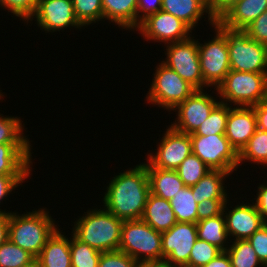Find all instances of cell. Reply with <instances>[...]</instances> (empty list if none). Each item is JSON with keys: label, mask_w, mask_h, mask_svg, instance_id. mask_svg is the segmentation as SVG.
Instances as JSON below:
<instances>
[{"label": "cell", "mask_w": 267, "mask_h": 267, "mask_svg": "<svg viewBox=\"0 0 267 267\" xmlns=\"http://www.w3.org/2000/svg\"><path fill=\"white\" fill-rule=\"evenodd\" d=\"M163 135L156 145V152L147 153L145 160L154 168L176 170L192 153L190 134L177 131L169 125Z\"/></svg>", "instance_id": "8fae6325"}, {"label": "cell", "mask_w": 267, "mask_h": 267, "mask_svg": "<svg viewBox=\"0 0 267 267\" xmlns=\"http://www.w3.org/2000/svg\"><path fill=\"white\" fill-rule=\"evenodd\" d=\"M255 207L261 214L264 223H267V181L266 184L262 183L258 186V191L256 193Z\"/></svg>", "instance_id": "ee69618b"}, {"label": "cell", "mask_w": 267, "mask_h": 267, "mask_svg": "<svg viewBox=\"0 0 267 267\" xmlns=\"http://www.w3.org/2000/svg\"><path fill=\"white\" fill-rule=\"evenodd\" d=\"M239 0H206L211 16L217 20L228 8Z\"/></svg>", "instance_id": "f6af8a7d"}, {"label": "cell", "mask_w": 267, "mask_h": 267, "mask_svg": "<svg viewBox=\"0 0 267 267\" xmlns=\"http://www.w3.org/2000/svg\"><path fill=\"white\" fill-rule=\"evenodd\" d=\"M140 267H178L167 263L166 261H158V262H148L140 265Z\"/></svg>", "instance_id": "681fc988"}, {"label": "cell", "mask_w": 267, "mask_h": 267, "mask_svg": "<svg viewBox=\"0 0 267 267\" xmlns=\"http://www.w3.org/2000/svg\"><path fill=\"white\" fill-rule=\"evenodd\" d=\"M150 193L170 201L185 185L176 170L160 169L145 163Z\"/></svg>", "instance_id": "603a6c76"}, {"label": "cell", "mask_w": 267, "mask_h": 267, "mask_svg": "<svg viewBox=\"0 0 267 267\" xmlns=\"http://www.w3.org/2000/svg\"><path fill=\"white\" fill-rule=\"evenodd\" d=\"M226 201L223 207V214L226 221V230L230 241L245 240L252 236L263 224L261 214L256 209L254 202L250 204L242 201L234 208L228 209ZM231 236V237H230Z\"/></svg>", "instance_id": "2e32d148"}, {"label": "cell", "mask_w": 267, "mask_h": 267, "mask_svg": "<svg viewBox=\"0 0 267 267\" xmlns=\"http://www.w3.org/2000/svg\"><path fill=\"white\" fill-rule=\"evenodd\" d=\"M46 208L24 214L9 213L8 239L37 258L47 240L58 229Z\"/></svg>", "instance_id": "7a4b0ae2"}, {"label": "cell", "mask_w": 267, "mask_h": 267, "mask_svg": "<svg viewBox=\"0 0 267 267\" xmlns=\"http://www.w3.org/2000/svg\"><path fill=\"white\" fill-rule=\"evenodd\" d=\"M192 153L197 155L210 170L228 173L239 168V154L225 135L190 136Z\"/></svg>", "instance_id": "9c48e42d"}, {"label": "cell", "mask_w": 267, "mask_h": 267, "mask_svg": "<svg viewBox=\"0 0 267 267\" xmlns=\"http://www.w3.org/2000/svg\"><path fill=\"white\" fill-rule=\"evenodd\" d=\"M203 267H232V264L229 255L224 251Z\"/></svg>", "instance_id": "7dc6e473"}, {"label": "cell", "mask_w": 267, "mask_h": 267, "mask_svg": "<svg viewBox=\"0 0 267 267\" xmlns=\"http://www.w3.org/2000/svg\"><path fill=\"white\" fill-rule=\"evenodd\" d=\"M227 38L230 69L267 73V46L248 36L242 29H231L215 20L214 24Z\"/></svg>", "instance_id": "5b68a950"}, {"label": "cell", "mask_w": 267, "mask_h": 267, "mask_svg": "<svg viewBox=\"0 0 267 267\" xmlns=\"http://www.w3.org/2000/svg\"><path fill=\"white\" fill-rule=\"evenodd\" d=\"M103 196V208L122 221L140 220L150 194L145 162L115 175Z\"/></svg>", "instance_id": "6da1fadb"}, {"label": "cell", "mask_w": 267, "mask_h": 267, "mask_svg": "<svg viewBox=\"0 0 267 267\" xmlns=\"http://www.w3.org/2000/svg\"><path fill=\"white\" fill-rule=\"evenodd\" d=\"M162 261L178 267H188L190 252L198 239L196 223L177 222L161 233Z\"/></svg>", "instance_id": "7c38bea8"}, {"label": "cell", "mask_w": 267, "mask_h": 267, "mask_svg": "<svg viewBox=\"0 0 267 267\" xmlns=\"http://www.w3.org/2000/svg\"><path fill=\"white\" fill-rule=\"evenodd\" d=\"M31 144H0V175H31Z\"/></svg>", "instance_id": "ac0fdd59"}, {"label": "cell", "mask_w": 267, "mask_h": 267, "mask_svg": "<svg viewBox=\"0 0 267 267\" xmlns=\"http://www.w3.org/2000/svg\"><path fill=\"white\" fill-rule=\"evenodd\" d=\"M162 0H138L136 14V29L150 15L161 11Z\"/></svg>", "instance_id": "7bdbcfd3"}, {"label": "cell", "mask_w": 267, "mask_h": 267, "mask_svg": "<svg viewBox=\"0 0 267 267\" xmlns=\"http://www.w3.org/2000/svg\"><path fill=\"white\" fill-rule=\"evenodd\" d=\"M9 213L0 214V246L8 240Z\"/></svg>", "instance_id": "c3c4849f"}, {"label": "cell", "mask_w": 267, "mask_h": 267, "mask_svg": "<svg viewBox=\"0 0 267 267\" xmlns=\"http://www.w3.org/2000/svg\"><path fill=\"white\" fill-rule=\"evenodd\" d=\"M196 225L198 239L218 247L222 252L228 249L230 238L226 230L223 212L215 217L197 221Z\"/></svg>", "instance_id": "484cf974"}, {"label": "cell", "mask_w": 267, "mask_h": 267, "mask_svg": "<svg viewBox=\"0 0 267 267\" xmlns=\"http://www.w3.org/2000/svg\"><path fill=\"white\" fill-rule=\"evenodd\" d=\"M103 19L113 22L119 28L136 30L138 0H101Z\"/></svg>", "instance_id": "cb8c5ba5"}, {"label": "cell", "mask_w": 267, "mask_h": 267, "mask_svg": "<svg viewBox=\"0 0 267 267\" xmlns=\"http://www.w3.org/2000/svg\"><path fill=\"white\" fill-rule=\"evenodd\" d=\"M213 28L212 40L204 44L198 41V52L203 81L216 89L231 69L227 38L215 25Z\"/></svg>", "instance_id": "30bf717a"}, {"label": "cell", "mask_w": 267, "mask_h": 267, "mask_svg": "<svg viewBox=\"0 0 267 267\" xmlns=\"http://www.w3.org/2000/svg\"><path fill=\"white\" fill-rule=\"evenodd\" d=\"M231 173L222 170H210L201 180L191 187L196 203H201L209 199H228L226 177Z\"/></svg>", "instance_id": "d4e9b609"}, {"label": "cell", "mask_w": 267, "mask_h": 267, "mask_svg": "<svg viewBox=\"0 0 267 267\" xmlns=\"http://www.w3.org/2000/svg\"><path fill=\"white\" fill-rule=\"evenodd\" d=\"M98 267H140V264L123 251L102 252Z\"/></svg>", "instance_id": "74e56055"}, {"label": "cell", "mask_w": 267, "mask_h": 267, "mask_svg": "<svg viewBox=\"0 0 267 267\" xmlns=\"http://www.w3.org/2000/svg\"><path fill=\"white\" fill-rule=\"evenodd\" d=\"M161 10L166 11L184 23L192 30L198 26L203 15L208 14V22L214 27L215 19L211 16L206 0H162Z\"/></svg>", "instance_id": "ffe728a7"}, {"label": "cell", "mask_w": 267, "mask_h": 267, "mask_svg": "<svg viewBox=\"0 0 267 267\" xmlns=\"http://www.w3.org/2000/svg\"><path fill=\"white\" fill-rule=\"evenodd\" d=\"M210 169L195 154L191 153L176 169L185 186L192 187L203 178Z\"/></svg>", "instance_id": "d6a6232c"}, {"label": "cell", "mask_w": 267, "mask_h": 267, "mask_svg": "<svg viewBox=\"0 0 267 267\" xmlns=\"http://www.w3.org/2000/svg\"><path fill=\"white\" fill-rule=\"evenodd\" d=\"M226 250L230 257L232 267H265L258 259L255 250L248 239L230 241Z\"/></svg>", "instance_id": "f1b7e54d"}, {"label": "cell", "mask_w": 267, "mask_h": 267, "mask_svg": "<svg viewBox=\"0 0 267 267\" xmlns=\"http://www.w3.org/2000/svg\"><path fill=\"white\" fill-rule=\"evenodd\" d=\"M119 250L140 265L162 261L161 232L140 220L123 221Z\"/></svg>", "instance_id": "8992f818"}, {"label": "cell", "mask_w": 267, "mask_h": 267, "mask_svg": "<svg viewBox=\"0 0 267 267\" xmlns=\"http://www.w3.org/2000/svg\"><path fill=\"white\" fill-rule=\"evenodd\" d=\"M21 267H39L37 258H35L31 263L21 266Z\"/></svg>", "instance_id": "f907efd6"}, {"label": "cell", "mask_w": 267, "mask_h": 267, "mask_svg": "<svg viewBox=\"0 0 267 267\" xmlns=\"http://www.w3.org/2000/svg\"><path fill=\"white\" fill-rule=\"evenodd\" d=\"M244 30L251 39L267 46V11L259 15Z\"/></svg>", "instance_id": "ab89813d"}, {"label": "cell", "mask_w": 267, "mask_h": 267, "mask_svg": "<svg viewBox=\"0 0 267 267\" xmlns=\"http://www.w3.org/2000/svg\"><path fill=\"white\" fill-rule=\"evenodd\" d=\"M35 257L9 239L0 246V267H21L31 263Z\"/></svg>", "instance_id": "836d02e7"}, {"label": "cell", "mask_w": 267, "mask_h": 267, "mask_svg": "<svg viewBox=\"0 0 267 267\" xmlns=\"http://www.w3.org/2000/svg\"><path fill=\"white\" fill-rule=\"evenodd\" d=\"M84 213L73 222L72 234L100 252L119 250L123 221L103 207Z\"/></svg>", "instance_id": "3957f363"}, {"label": "cell", "mask_w": 267, "mask_h": 267, "mask_svg": "<svg viewBox=\"0 0 267 267\" xmlns=\"http://www.w3.org/2000/svg\"><path fill=\"white\" fill-rule=\"evenodd\" d=\"M27 177L29 178V175H0V204L15 188L22 185L28 179ZM1 213H10V211L0 209Z\"/></svg>", "instance_id": "b9f144b4"}, {"label": "cell", "mask_w": 267, "mask_h": 267, "mask_svg": "<svg viewBox=\"0 0 267 267\" xmlns=\"http://www.w3.org/2000/svg\"><path fill=\"white\" fill-rule=\"evenodd\" d=\"M33 20L45 33L60 32L67 27H84L75 16L72 0H38L36 10L29 21Z\"/></svg>", "instance_id": "9a60e30c"}, {"label": "cell", "mask_w": 267, "mask_h": 267, "mask_svg": "<svg viewBox=\"0 0 267 267\" xmlns=\"http://www.w3.org/2000/svg\"><path fill=\"white\" fill-rule=\"evenodd\" d=\"M226 201H229V199H209L199 203L197 221L220 215Z\"/></svg>", "instance_id": "60d3db41"}, {"label": "cell", "mask_w": 267, "mask_h": 267, "mask_svg": "<svg viewBox=\"0 0 267 267\" xmlns=\"http://www.w3.org/2000/svg\"><path fill=\"white\" fill-rule=\"evenodd\" d=\"M258 259L267 267V223H264L252 236L248 238Z\"/></svg>", "instance_id": "f35d334b"}, {"label": "cell", "mask_w": 267, "mask_h": 267, "mask_svg": "<svg viewBox=\"0 0 267 267\" xmlns=\"http://www.w3.org/2000/svg\"><path fill=\"white\" fill-rule=\"evenodd\" d=\"M37 3L38 0H0L1 9H7L27 24L36 10Z\"/></svg>", "instance_id": "8d00e7d4"}, {"label": "cell", "mask_w": 267, "mask_h": 267, "mask_svg": "<svg viewBox=\"0 0 267 267\" xmlns=\"http://www.w3.org/2000/svg\"><path fill=\"white\" fill-rule=\"evenodd\" d=\"M190 38L172 42L166 45L167 56L162 62L169 68L173 69L181 78L191 84L196 90H206L208 86L203 81L201 72L198 40Z\"/></svg>", "instance_id": "ba28073f"}, {"label": "cell", "mask_w": 267, "mask_h": 267, "mask_svg": "<svg viewBox=\"0 0 267 267\" xmlns=\"http://www.w3.org/2000/svg\"><path fill=\"white\" fill-rule=\"evenodd\" d=\"M229 105L219 102L209 114V117L190 136L224 135L226 130Z\"/></svg>", "instance_id": "f546056e"}, {"label": "cell", "mask_w": 267, "mask_h": 267, "mask_svg": "<svg viewBox=\"0 0 267 267\" xmlns=\"http://www.w3.org/2000/svg\"><path fill=\"white\" fill-rule=\"evenodd\" d=\"M143 38L166 44L184 41L192 36V29L166 11H158L145 19L136 29Z\"/></svg>", "instance_id": "5bb4252c"}, {"label": "cell", "mask_w": 267, "mask_h": 267, "mask_svg": "<svg viewBox=\"0 0 267 267\" xmlns=\"http://www.w3.org/2000/svg\"><path fill=\"white\" fill-rule=\"evenodd\" d=\"M75 16L85 27L103 21L101 0H72Z\"/></svg>", "instance_id": "e575fe53"}, {"label": "cell", "mask_w": 267, "mask_h": 267, "mask_svg": "<svg viewBox=\"0 0 267 267\" xmlns=\"http://www.w3.org/2000/svg\"><path fill=\"white\" fill-rule=\"evenodd\" d=\"M205 90H195L185 101L172 111L176 113L175 122L171 127L177 131L192 134L209 117L213 108L220 102Z\"/></svg>", "instance_id": "4fadbf2b"}, {"label": "cell", "mask_w": 267, "mask_h": 267, "mask_svg": "<svg viewBox=\"0 0 267 267\" xmlns=\"http://www.w3.org/2000/svg\"><path fill=\"white\" fill-rule=\"evenodd\" d=\"M267 11V0H239L217 20L231 29L244 30L259 15Z\"/></svg>", "instance_id": "d6986e66"}, {"label": "cell", "mask_w": 267, "mask_h": 267, "mask_svg": "<svg viewBox=\"0 0 267 267\" xmlns=\"http://www.w3.org/2000/svg\"><path fill=\"white\" fill-rule=\"evenodd\" d=\"M72 237V238H71ZM70 237V253L72 267H98L100 251L81 242L73 234Z\"/></svg>", "instance_id": "4dcf8cb0"}, {"label": "cell", "mask_w": 267, "mask_h": 267, "mask_svg": "<svg viewBox=\"0 0 267 267\" xmlns=\"http://www.w3.org/2000/svg\"><path fill=\"white\" fill-rule=\"evenodd\" d=\"M253 108L257 119V129L267 131V99L253 106Z\"/></svg>", "instance_id": "bcb514c9"}, {"label": "cell", "mask_w": 267, "mask_h": 267, "mask_svg": "<svg viewBox=\"0 0 267 267\" xmlns=\"http://www.w3.org/2000/svg\"><path fill=\"white\" fill-rule=\"evenodd\" d=\"M222 251L210 243L197 239L190 252L188 267H203Z\"/></svg>", "instance_id": "d590c367"}, {"label": "cell", "mask_w": 267, "mask_h": 267, "mask_svg": "<svg viewBox=\"0 0 267 267\" xmlns=\"http://www.w3.org/2000/svg\"><path fill=\"white\" fill-rule=\"evenodd\" d=\"M2 90H0V100H1V98H3V93L1 92Z\"/></svg>", "instance_id": "816d5d0a"}, {"label": "cell", "mask_w": 267, "mask_h": 267, "mask_svg": "<svg viewBox=\"0 0 267 267\" xmlns=\"http://www.w3.org/2000/svg\"><path fill=\"white\" fill-rule=\"evenodd\" d=\"M246 160L258 166L264 165V168L265 165L267 166V131L257 129L249 139L247 145L239 153V166Z\"/></svg>", "instance_id": "83f0119b"}, {"label": "cell", "mask_w": 267, "mask_h": 267, "mask_svg": "<svg viewBox=\"0 0 267 267\" xmlns=\"http://www.w3.org/2000/svg\"><path fill=\"white\" fill-rule=\"evenodd\" d=\"M154 78L147 91V103L172 111L196 89L162 61L156 66Z\"/></svg>", "instance_id": "52a82bcc"}, {"label": "cell", "mask_w": 267, "mask_h": 267, "mask_svg": "<svg viewBox=\"0 0 267 267\" xmlns=\"http://www.w3.org/2000/svg\"><path fill=\"white\" fill-rule=\"evenodd\" d=\"M215 90L222 103L253 107L267 99V73L230 70Z\"/></svg>", "instance_id": "277c9868"}, {"label": "cell", "mask_w": 267, "mask_h": 267, "mask_svg": "<svg viewBox=\"0 0 267 267\" xmlns=\"http://www.w3.org/2000/svg\"><path fill=\"white\" fill-rule=\"evenodd\" d=\"M257 130V119L253 107L230 106L225 136L239 154Z\"/></svg>", "instance_id": "e0dca14e"}, {"label": "cell", "mask_w": 267, "mask_h": 267, "mask_svg": "<svg viewBox=\"0 0 267 267\" xmlns=\"http://www.w3.org/2000/svg\"><path fill=\"white\" fill-rule=\"evenodd\" d=\"M20 117L6 116L0 113V144H31L24 135ZM27 137V138H26Z\"/></svg>", "instance_id": "1f68e13d"}, {"label": "cell", "mask_w": 267, "mask_h": 267, "mask_svg": "<svg viewBox=\"0 0 267 267\" xmlns=\"http://www.w3.org/2000/svg\"><path fill=\"white\" fill-rule=\"evenodd\" d=\"M39 267H72L70 237L58 228L37 257Z\"/></svg>", "instance_id": "44dd1931"}, {"label": "cell", "mask_w": 267, "mask_h": 267, "mask_svg": "<svg viewBox=\"0 0 267 267\" xmlns=\"http://www.w3.org/2000/svg\"><path fill=\"white\" fill-rule=\"evenodd\" d=\"M169 202L177 222L197 223L199 205L195 202L191 187L184 186Z\"/></svg>", "instance_id": "4316f807"}, {"label": "cell", "mask_w": 267, "mask_h": 267, "mask_svg": "<svg viewBox=\"0 0 267 267\" xmlns=\"http://www.w3.org/2000/svg\"><path fill=\"white\" fill-rule=\"evenodd\" d=\"M141 220L161 233L177 223L170 202L152 193L148 195Z\"/></svg>", "instance_id": "7402d4cb"}]
</instances>
